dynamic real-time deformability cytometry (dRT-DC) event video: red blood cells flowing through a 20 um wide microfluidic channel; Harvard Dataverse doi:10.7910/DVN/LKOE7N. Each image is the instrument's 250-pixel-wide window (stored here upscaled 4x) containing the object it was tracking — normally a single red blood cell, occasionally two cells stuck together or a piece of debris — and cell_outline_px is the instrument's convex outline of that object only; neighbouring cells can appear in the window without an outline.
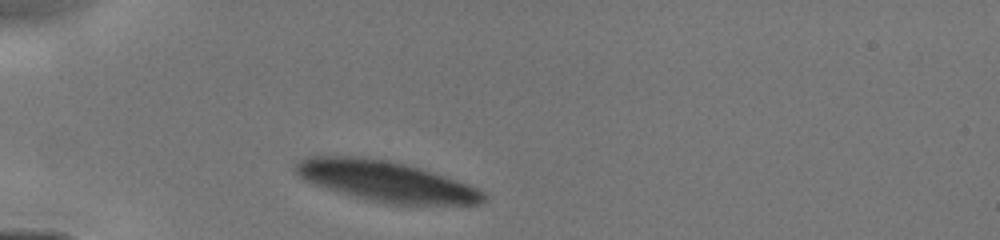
{"species": "human", "species_latin": "Homo sapiens", "temperature_condition": "cold", "stored_images_in_passage": 6, "camera_frame_rate_fps": 3000, "um_per_image_px": 0.085, "donor": {"sex": "male"}, "frame": {"image": 1, "passage_image": 1, "time_ms": 0.0, "image_size_px": [1000, 240], "cell_outline_px": [[488, 200], [484, 204], [384, 204], [364, 200], [348, 196], [312, 184], [304, 180], [296, 172], [296, 164], [300, 160], [308, 156], [360, 156], [388, 160], [420, 168], [444, 176], [476, 188], [484, 192]], "centroid_in_image_um": [32.77, 15.42], "position_along_channel_um": 52.2, "area_um2": 44.56}}
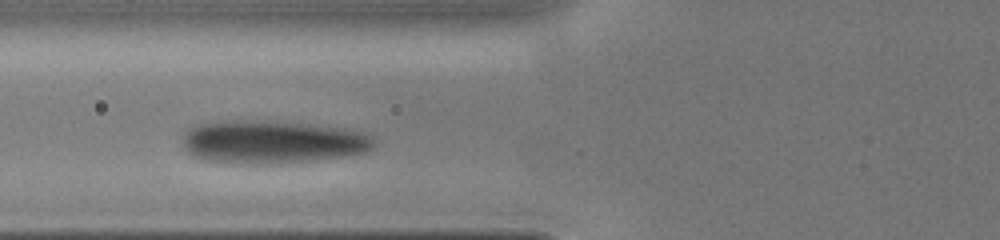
{"frame": {"image": 2, "passage_image": 3, "time_ms": 1.667, "image_size_px": [1000, 240], "cell_outline_px": [[376, 144], [372, 148], [364, 152], [344, 156], [312, 160], [276, 164], [236, 164], [208, 160], [196, 156], [188, 152], [184, 148], [184, 132], [188, 128], [196, 124], [224, 120], [252, 120], [308, 124], [344, 128], [360, 132], [372, 136]], "centroid_in_image_um": [23.11, 12.06], "position_along_channel_um": 102.7, "area_um2": 48.09}}
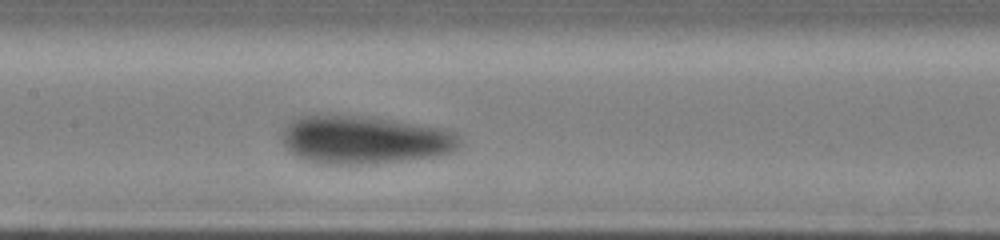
{"frame": {"image": 3, "passage_image": 6, "time_ms": 3.333, "image_size_px": [1000, 240], "cell_outline_px": [[460, 144], [452, 152], [432, 156], [376, 164], [320, 164], [304, 160], [296, 156], [280, 140], [284, 128], [296, 116], [372, 116], [440, 128], [456, 132], [460, 136]], "centroid_in_image_um": [30.96, 11.89], "position_along_channel_um": 176.4, "area_um2": 49.88}}